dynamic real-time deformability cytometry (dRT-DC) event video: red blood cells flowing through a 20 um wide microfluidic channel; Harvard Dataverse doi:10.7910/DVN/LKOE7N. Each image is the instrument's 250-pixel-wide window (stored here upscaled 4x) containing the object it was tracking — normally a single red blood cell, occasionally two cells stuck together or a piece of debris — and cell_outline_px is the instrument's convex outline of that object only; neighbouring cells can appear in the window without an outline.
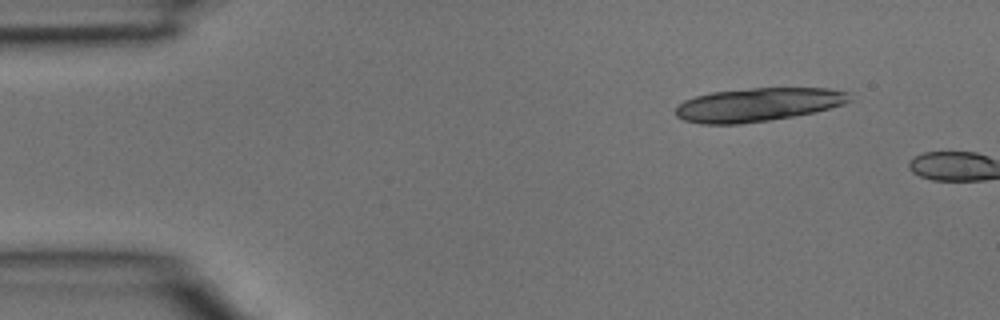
{"species": "common noctule bat (a hibernating species)", "species_latin": "Nyctalus noctula", "temperature_condition": "room temperature", "stored_images_in_passage": 2, "camera_frame_rate_fps": 3000, "um_per_image_px": 0.085, "animal": {"sex": "male", "body_mass_g": 15.6}, "frame": {"image": 1, "passage_image": 1, "time_ms": 0.0, "image_size_px": [1000, 320], "cell_outline_px": [[852, 100], [844, 104], [816, 112], [768, 120], [740, 124], [700, 124], [684, 120], [676, 116], [676, 104], [684, 100], [696, 96], [712, 92], [748, 88], [828, 88], [848, 92]], "centroid_in_image_um": [64.41, 8.89], "position_along_channel_um": 20.6, "area_um2": 34.1}}